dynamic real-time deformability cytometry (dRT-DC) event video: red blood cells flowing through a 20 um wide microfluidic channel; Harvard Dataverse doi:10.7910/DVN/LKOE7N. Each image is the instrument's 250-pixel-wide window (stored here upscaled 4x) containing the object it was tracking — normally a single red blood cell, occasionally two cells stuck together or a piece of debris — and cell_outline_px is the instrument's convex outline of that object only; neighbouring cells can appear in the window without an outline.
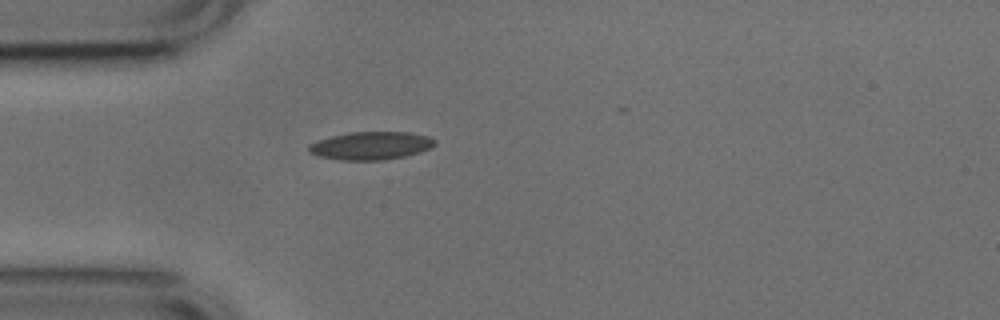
{"species": "common noctule bat (a hibernating species)", "species_latin": "Nyctalus noctula", "temperature_condition": "cold", "stored_images_in_passage": 25, "camera_frame_rate_fps": 3000, "um_per_image_px": 0.085, "animal": {"sex": "male", "body_mass_g": 17.9, "forearm_length_mm": 54.2}, "frame": {"image": 1, "passage_image": 1, "time_ms": 0.0, "image_size_px": [1000, 320], "cell_outline_px": [[436, 144], [432, 148], [420, 152], [404, 156], [384, 160], [340, 160], [320, 156], [308, 152], [308, 144], [332, 136], [348, 132], [408, 132], [428, 136], [436, 140]], "centroid_in_image_um": [31.55, 12.38], "position_along_channel_um": 53.4, "area_um2": 20.58}}
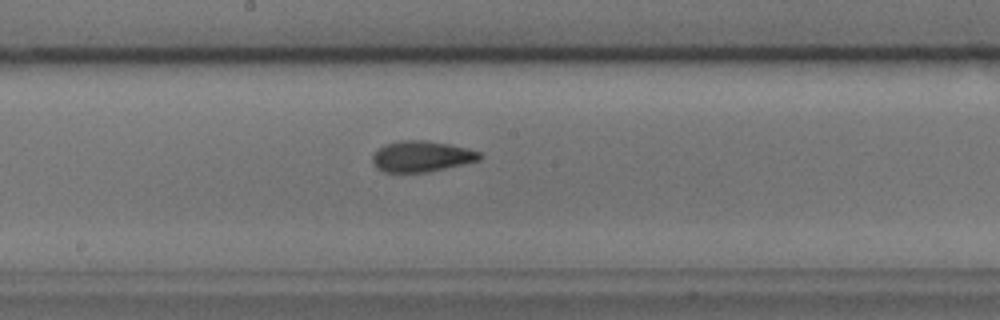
{"frame": {"image": 2, "passage_image": 14, "time_ms": 4.333, "image_size_px": [1000, 320], "cell_outline_px": [[484, 156], [480, 160], [464, 164], [428, 172], [384, 172], [376, 168], [372, 160], [372, 156], [384, 144], [400, 140], [424, 140], [448, 144], [468, 148], [480, 152]], "centroid_in_image_um": [35.85, 13.29], "position_along_channel_um": 212.3, "area_um2": 19.36}}